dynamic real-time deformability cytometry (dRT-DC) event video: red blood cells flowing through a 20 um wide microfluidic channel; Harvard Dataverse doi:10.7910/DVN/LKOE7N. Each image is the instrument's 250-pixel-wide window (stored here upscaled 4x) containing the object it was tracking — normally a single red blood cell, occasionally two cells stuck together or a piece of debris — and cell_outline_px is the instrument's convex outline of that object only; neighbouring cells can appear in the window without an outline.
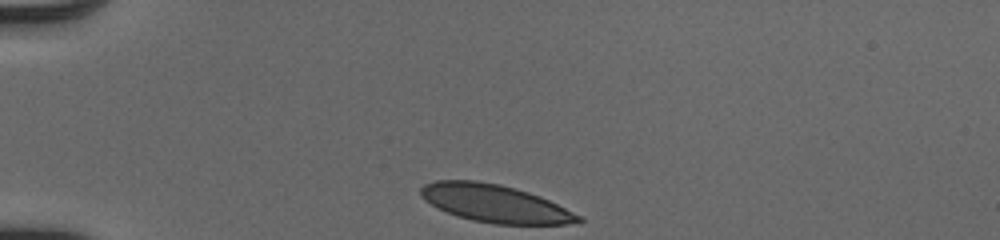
{"species": "human", "species_latin": "Homo sapiens", "temperature_condition": "cold", "stored_images_in_passage": 32, "camera_frame_rate_fps": 3000, "um_per_image_px": 0.085, "donor": {"sex": "male"}, "frame": {"image": 1, "passage_image": 1, "time_ms": 0.0, "image_size_px": [1000, 240], "cell_outline_px": [[584, 220], [580, 224], [496, 224], [472, 220], [436, 208], [424, 200], [420, 196], [420, 188], [424, 184], [436, 180], [476, 180], [500, 184], [516, 188], [540, 196], [580, 216]], "centroid_in_image_um": [42.05, 17.29], "position_along_channel_um": 42.9, "area_um2": 34.56}}
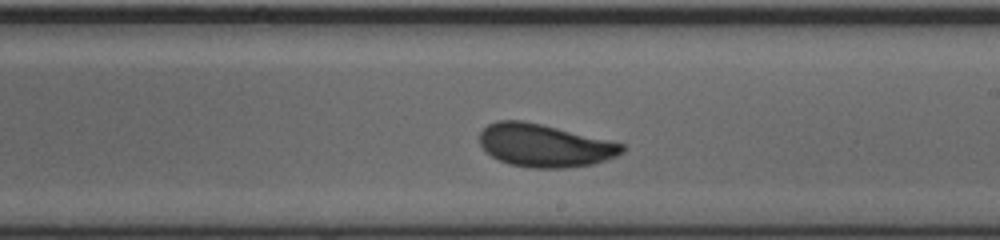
{"frame": {"image": 2, "passage_image": 19, "time_ms": 6.0, "image_size_px": [1000, 240], "cell_outline_px": [[624, 152], [616, 156], [592, 164], [568, 168], [532, 168], [508, 164], [492, 156], [480, 144], [480, 132], [488, 124], [496, 120], [524, 120], [608, 140], [624, 144]], "centroid_in_image_um": [46.27, 12.37], "position_along_channel_um": 242.7, "area_um2": 35.37}}
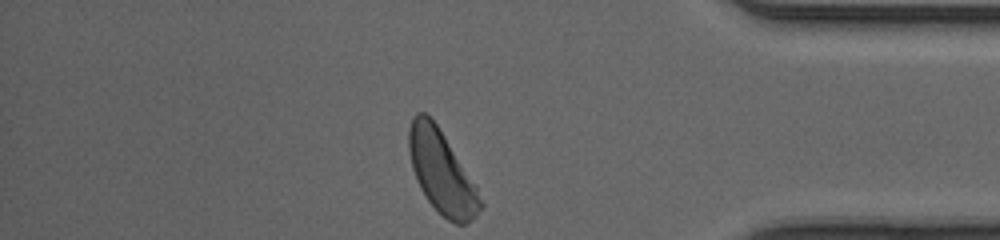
{"frame": {"image": 3, "passage_image": 32, "time_ms": 10.333, "image_size_px": [1000, 240], "cell_outline_px": [[484, 204], [476, 216], [464, 224], [456, 224], [448, 220], [428, 200], [420, 188], [416, 180], [412, 168], [408, 148], [408, 132], [412, 116], [416, 112], [424, 112], [436, 124], [476, 184]], "centroid_in_image_um": [37.54, 14.62], "position_along_channel_um": 397.7, "area_um2": 34.16}, "authors_computed_cell_mechanics": {"area_um2": 35.3158, "velocity_mm_per_s": 4.0712, "shape_relaxation_time_tau1_ms": 4.3116, "shape_relaxation_time_tau2_ms": 0.8415, "deformation_change_tau1": 0.157, "deformation_change_tau2": 0.0441}}